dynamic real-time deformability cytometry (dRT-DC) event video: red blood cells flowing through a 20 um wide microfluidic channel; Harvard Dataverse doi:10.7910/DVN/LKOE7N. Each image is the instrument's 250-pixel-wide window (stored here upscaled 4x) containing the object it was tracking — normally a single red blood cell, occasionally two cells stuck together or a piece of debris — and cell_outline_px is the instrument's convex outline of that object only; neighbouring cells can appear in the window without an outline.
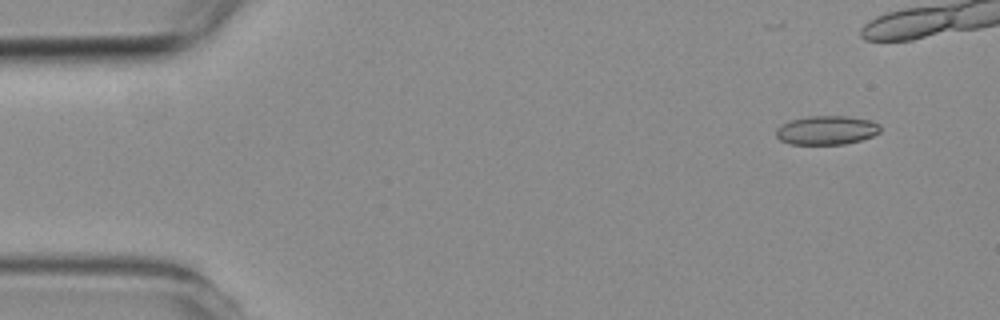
{"species": "common noctule bat (a hibernating species)", "species_latin": "Nyctalus noctula", "temperature_condition": "room temperature", "stored_images_in_passage": 6, "camera_frame_rate_fps": 3000, "um_per_image_px": 0.085, "animal": {"sex": "female", "body_mass_g": 19.3, "forearm_length_mm": 54.1}, "frame": {"image": 1, "passage_image": 1, "time_ms": 0.0, "image_size_px": [1000, 320], "cell_outline_px": [[880, 132], [872, 136], [860, 140], [844, 144], [792, 144], [780, 140], [776, 136], [776, 128], [780, 124], [788, 120], [808, 116], [848, 116], [872, 120], [880, 124]], "centroid_in_image_um": [70.25, 11.05], "position_along_channel_um": 14.8, "area_um2": 17.74}}